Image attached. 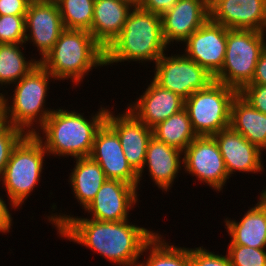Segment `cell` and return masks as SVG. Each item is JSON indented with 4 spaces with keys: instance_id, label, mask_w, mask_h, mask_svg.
<instances>
[{
    "instance_id": "cell-19",
    "label": "cell",
    "mask_w": 266,
    "mask_h": 266,
    "mask_svg": "<svg viewBox=\"0 0 266 266\" xmlns=\"http://www.w3.org/2000/svg\"><path fill=\"white\" fill-rule=\"evenodd\" d=\"M183 108V98L162 88L154 80L143 95L128 106V110L151 129Z\"/></svg>"
},
{
    "instance_id": "cell-5",
    "label": "cell",
    "mask_w": 266,
    "mask_h": 266,
    "mask_svg": "<svg viewBox=\"0 0 266 266\" xmlns=\"http://www.w3.org/2000/svg\"><path fill=\"white\" fill-rule=\"evenodd\" d=\"M50 77V78H49ZM49 79L55 78L39 63L26 76L15 83V90L11 105L9 97L3 95V120L10 125L21 129L24 133L32 135L36 129L35 124L42 126L54 109L45 107L46 94L49 89ZM26 130V131H25Z\"/></svg>"
},
{
    "instance_id": "cell-27",
    "label": "cell",
    "mask_w": 266,
    "mask_h": 266,
    "mask_svg": "<svg viewBox=\"0 0 266 266\" xmlns=\"http://www.w3.org/2000/svg\"><path fill=\"white\" fill-rule=\"evenodd\" d=\"M165 241L162 235L156 233L147 243L149 257L138 266H191L190 248L176 247Z\"/></svg>"
},
{
    "instance_id": "cell-16",
    "label": "cell",
    "mask_w": 266,
    "mask_h": 266,
    "mask_svg": "<svg viewBox=\"0 0 266 266\" xmlns=\"http://www.w3.org/2000/svg\"><path fill=\"white\" fill-rule=\"evenodd\" d=\"M90 157L100 165L107 179L138 187V173L128 163L118 135L106 123L96 133Z\"/></svg>"
},
{
    "instance_id": "cell-8",
    "label": "cell",
    "mask_w": 266,
    "mask_h": 266,
    "mask_svg": "<svg viewBox=\"0 0 266 266\" xmlns=\"http://www.w3.org/2000/svg\"><path fill=\"white\" fill-rule=\"evenodd\" d=\"M237 93L236 89L214 80L184 100L197 136H213L230 127L231 104Z\"/></svg>"
},
{
    "instance_id": "cell-25",
    "label": "cell",
    "mask_w": 266,
    "mask_h": 266,
    "mask_svg": "<svg viewBox=\"0 0 266 266\" xmlns=\"http://www.w3.org/2000/svg\"><path fill=\"white\" fill-rule=\"evenodd\" d=\"M152 134L182 152L197 137L185 108L153 127Z\"/></svg>"
},
{
    "instance_id": "cell-4",
    "label": "cell",
    "mask_w": 266,
    "mask_h": 266,
    "mask_svg": "<svg viewBox=\"0 0 266 266\" xmlns=\"http://www.w3.org/2000/svg\"><path fill=\"white\" fill-rule=\"evenodd\" d=\"M40 64L55 80L77 85L94 67L105 66V49L90 32L65 28Z\"/></svg>"
},
{
    "instance_id": "cell-20",
    "label": "cell",
    "mask_w": 266,
    "mask_h": 266,
    "mask_svg": "<svg viewBox=\"0 0 266 266\" xmlns=\"http://www.w3.org/2000/svg\"><path fill=\"white\" fill-rule=\"evenodd\" d=\"M133 8L121 0H95L90 33L104 49L120 34Z\"/></svg>"
},
{
    "instance_id": "cell-11",
    "label": "cell",
    "mask_w": 266,
    "mask_h": 266,
    "mask_svg": "<svg viewBox=\"0 0 266 266\" xmlns=\"http://www.w3.org/2000/svg\"><path fill=\"white\" fill-rule=\"evenodd\" d=\"M62 17L55 0H33L25 15V42H33L42 55L52 50L64 30Z\"/></svg>"
},
{
    "instance_id": "cell-33",
    "label": "cell",
    "mask_w": 266,
    "mask_h": 266,
    "mask_svg": "<svg viewBox=\"0 0 266 266\" xmlns=\"http://www.w3.org/2000/svg\"><path fill=\"white\" fill-rule=\"evenodd\" d=\"M238 93L255 109L266 114V85L247 84Z\"/></svg>"
},
{
    "instance_id": "cell-14",
    "label": "cell",
    "mask_w": 266,
    "mask_h": 266,
    "mask_svg": "<svg viewBox=\"0 0 266 266\" xmlns=\"http://www.w3.org/2000/svg\"><path fill=\"white\" fill-rule=\"evenodd\" d=\"M209 19L227 29L266 31V0H209Z\"/></svg>"
},
{
    "instance_id": "cell-29",
    "label": "cell",
    "mask_w": 266,
    "mask_h": 266,
    "mask_svg": "<svg viewBox=\"0 0 266 266\" xmlns=\"http://www.w3.org/2000/svg\"><path fill=\"white\" fill-rule=\"evenodd\" d=\"M266 249L229 245L227 254L231 266H266Z\"/></svg>"
},
{
    "instance_id": "cell-3",
    "label": "cell",
    "mask_w": 266,
    "mask_h": 266,
    "mask_svg": "<svg viewBox=\"0 0 266 266\" xmlns=\"http://www.w3.org/2000/svg\"><path fill=\"white\" fill-rule=\"evenodd\" d=\"M167 46L161 15L134 7L120 34L105 49V66L129 60L156 63Z\"/></svg>"
},
{
    "instance_id": "cell-37",
    "label": "cell",
    "mask_w": 266,
    "mask_h": 266,
    "mask_svg": "<svg viewBox=\"0 0 266 266\" xmlns=\"http://www.w3.org/2000/svg\"><path fill=\"white\" fill-rule=\"evenodd\" d=\"M12 225V216L9 212L7 205L5 204L2 196L0 197V232H10Z\"/></svg>"
},
{
    "instance_id": "cell-34",
    "label": "cell",
    "mask_w": 266,
    "mask_h": 266,
    "mask_svg": "<svg viewBox=\"0 0 266 266\" xmlns=\"http://www.w3.org/2000/svg\"><path fill=\"white\" fill-rule=\"evenodd\" d=\"M33 0H0V15H26Z\"/></svg>"
},
{
    "instance_id": "cell-30",
    "label": "cell",
    "mask_w": 266,
    "mask_h": 266,
    "mask_svg": "<svg viewBox=\"0 0 266 266\" xmlns=\"http://www.w3.org/2000/svg\"><path fill=\"white\" fill-rule=\"evenodd\" d=\"M25 15H0V44H25Z\"/></svg>"
},
{
    "instance_id": "cell-23",
    "label": "cell",
    "mask_w": 266,
    "mask_h": 266,
    "mask_svg": "<svg viewBox=\"0 0 266 266\" xmlns=\"http://www.w3.org/2000/svg\"><path fill=\"white\" fill-rule=\"evenodd\" d=\"M230 127L257 146L266 148V114L255 109L239 93L231 104Z\"/></svg>"
},
{
    "instance_id": "cell-9",
    "label": "cell",
    "mask_w": 266,
    "mask_h": 266,
    "mask_svg": "<svg viewBox=\"0 0 266 266\" xmlns=\"http://www.w3.org/2000/svg\"><path fill=\"white\" fill-rule=\"evenodd\" d=\"M165 55L164 53L155 63L153 80L184 100L214 81L212 74L185 54Z\"/></svg>"
},
{
    "instance_id": "cell-7",
    "label": "cell",
    "mask_w": 266,
    "mask_h": 266,
    "mask_svg": "<svg viewBox=\"0 0 266 266\" xmlns=\"http://www.w3.org/2000/svg\"><path fill=\"white\" fill-rule=\"evenodd\" d=\"M266 32L227 29L225 59L214 80L238 92L252 81L256 64L266 47Z\"/></svg>"
},
{
    "instance_id": "cell-10",
    "label": "cell",
    "mask_w": 266,
    "mask_h": 266,
    "mask_svg": "<svg viewBox=\"0 0 266 266\" xmlns=\"http://www.w3.org/2000/svg\"><path fill=\"white\" fill-rule=\"evenodd\" d=\"M183 153V167L187 173L216 191L223 189L229 176L213 136H197Z\"/></svg>"
},
{
    "instance_id": "cell-21",
    "label": "cell",
    "mask_w": 266,
    "mask_h": 266,
    "mask_svg": "<svg viewBox=\"0 0 266 266\" xmlns=\"http://www.w3.org/2000/svg\"><path fill=\"white\" fill-rule=\"evenodd\" d=\"M181 155H183L182 151L152 136L147 147L143 170L148 166L149 176L155 185L167 192L181 170V164H183Z\"/></svg>"
},
{
    "instance_id": "cell-26",
    "label": "cell",
    "mask_w": 266,
    "mask_h": 266,
    "mask_svg": "<svg viewBox=\"0 0 266 266\" xmlns=\"http://www.w3.org/2000/svg\"><path fill=\"white\" fill-rule=\"evenodd\" d=\"M23 44H0V85H10L26 76L40 62L39 60H26L21 52Z\"/></svg>"
},
{
    "instance_id": "cell-1",
    "label": "cell",
    "mask_w": 266,
    "mask_h": 266,
    "mask_svg": "<svg viewBox=\"0 0 266 266\" xmlns=\"http://www.w3.org/2000/svg\"><path fill=\"white\" fill-rule=\"evenodd\" d=\"M60 236L96 251L119 266H138L147 243L156 235L129 220L102 222L72 215L48 216Z\"/></svg>"
},
{
    "instance_id": "cell-24",
    "label": "cell",
    "mask_w": 266,
    "mask_h": 266,
    "mask_svg": "<svg viewBox=\"0 0 266 266\" xmlns=\"http://www.w3.org/2000/svg\"><path fill=\"white\" fill-rule=\"evenodd\" d=\"M70 184L75 198L85 208L94 200L96 193L107 180L103 169L90 156L76 158Z\"/></svg>"
},
{
    "instance_id": "cell-38",
    "label": "cell",
    "mask_w": 266,
    "mask_h": 266,
    "mask_svg": "<svg viewBox=\"0 0 266 266\" xmlns=\"http://www.w3.org/2000/svg\"><path fill=\"white\" fill-rule=\"evenodd\" d=\"M130 4L132 7H139L141 5L142 0H121Z\"/></svg>"
},
{
    "instance_id": "cell-22",
    "label": "cell",
    "mask_w": 266,
    "mask_h": 266,
    "mask_svg": "<svg viewBox=\"0 0 266 266\" xmlns=\"http://www.w3.org/2000/svg\"><path fill=\"white\" fill-rule=\"evenodd\" d=\"M259 200L240 222L225 219V228L232 238L229 245L266 248V196L262 192Z\"/></svg>"
},
{
    "instance_id": "cell-13",
    "label": "cell",
    "mask_w": 266,
    "mask_h": 266,
    "mask_svg": "<svg viewBox=\"0 0 266 266\" xmlns=\"http://www.w3.org/2000/svg\"><path fill=\"white\" fill-rule=\"evenodd\" d=\"M184 53L197 64L215 76L222 68L226 44L227 28L208 19L185 41Z\"/></svg>"
},
{
    "instance_id": "cell-36",
    "label": "cell",
    "mask_w": 266,
    "mask_h": 266,
    "mask_svg": "<svg viewBox=\"0 0 266 266\" xmlns=\"http://www.w3.org/2000/svg\"><path fill=\"white\" fill-rule=\"evenodd\" d=\"M249 84L266 85V47L263 49L256 64L255 73Z\"/></svg>"
},
{
    "instance_id": "cell-15",
    "label": "cell",
    "mask_w": 266,
    "mask_h": 266,
    "mask_svg": "<svg viewBox=\"0 0 266 266\" xmlns=\"http://www.w3.org/2000/svg\"><path fill=\"white\" fill-rule=\"evenodd\" d=\"M137 189L121 180L107 179L85 212L92 214L89 219L102 222L128 220L129 210L138 200Z\"/></svg>"
},
{
    "instance_id": "cell-28",
    "label": "cell",
    "mask_w": 266,
    "mask_h": 266,
    "mask_svg": "<svg viewBox=\"0 0 266 266\" xmlns=\"http://www.w3.org/2000/svg\"><path fill=\"white\" fill-rule=\"evenodd\" d=\"M64 28L90 32L95 0H55Z\"/></svg>"
},
{
    "instance_id": "cell-39",
    "label": "cell",
    "mask_w": 266,
    "mask_h": 266,
    "mask_svg": "<svg viewBox=\"0 0 266 266\" xmlns=\"http://www.w3.org/2000/svg\"><path fill=\"white\" fill-rule=\"evenodd\" d=\"M3 95L4 94L0 93V124L4 122L3 120Z\"/></svg>"
},
{
    "instance_id": "cell-32",
    "label": "cell",
    "mask_w": 266,
    "mask_h": 266,
    "mask_svg": "<svg viewBox=\"0 0 266 266\" xmlns=\"http://www.w3.org/2000/svg\"><path fill=\"white\" fill-rule=\"evenodd\" d=\"M191 266H231L227 255H218L202 247L190 248Z\"/></svg>"
},
{
    "instance_id": "cell-18",
    "label": "cell",
    "mask_w": 266,
    "mask_h": 266,
    "mask_svg": "<svg viewBox=\"0 0 266 266\" xmlns=\"http://www.w3.org/2000/svg\"><path fill=\"white\" fill-rule=\"evenodd\" d=\"M224 159L228 176L233 172L257 173L263 171L261 150L231 127L213 135Z\"/></svg>"
},
{
    "instance_id": "cell-40",
    "label": "cell",
    "mask_w": 266,
    "mask_h": 266,
    "mask_svg": "<svg viewBox=\"0 0 266 266\" xmlns=\"http://www.w3.org/2000/svg\"><path fill=\"white\" fill-rule=\"evenodd\" d=\"M262 193L266 196V189L262 190Z\"/></svg>"
},
{
    "instance_id": "cell-6",
    "label": "cell",
    "mask_w": 266,
    "mask_h": 266,
    "mask_svg": "<svg viewBox=\"0 0 266 266\" xmlns=\"http://www.w3.org/2000/svg\"><path fill=\"white\" fill-rule=\"evenodd\" d=\"M46 154L48 155L44 146L34 134H26L13 148L0 179L7 191L10 205L15 209L37 187Z\"/></svg>"
},
{
    "instance_id": "cell-31",
    "label": "cell",
    "mask_w": 266,
    "mask_h": 266,
    "mask_svg": "<svg viewBox=\"0 0 266 266\" xmlns=\"http://www.w3.org/2000/svg\"><path fill=\"white\" fill-rule=\"evenodd\" d=\"M26 135L21 129L2 122L0 124V178L9 161L10 154L18 142Z\"/></svg>"
},
{
    "instance_id": "cell-35",
    "label": "cell",
    "mask_w": 266,
    "mask_h": 266,
    "mask_svg": "<svg viewBox=\"0 0 266 266\" xmlns=\"http://www.w3.org/2000/svg\"><path fill=\"white\" fill-rule=\"evenodd\" d=\"M177 1L179 0H142L139 7L143 10L162 15L172 8Z\"/></svg>"
},
{
    "instance_id": "cell-17",
    "label": "cell",
    "mask_w": 266,
    "mask_h": 266,
    "mask_svg": "<svg viewBox=\"0 0 266 266\" xmlns=\"http://www.w3.org/2000/svg\"><path fill=\"white\" fill-rule=\"evenodd\" d=\"M209 19V0H179L161 15L167 45L184 42Z\"/></svg>"
},
{
    "instance_id": "cell-2",
    "label": "cell",
    "mask_w": 266,
    "mask_h": 266,
    "mask_svg": "<svg viewBox=\"0 0 266 266\" xmlns=\"http://www.w3.org/2000/svg\"><path fill=\"white\" fill-rule=\"evenodd\" d=\"M100 107L91 120L86 119L78 111L54 110L39 127L45 138L41 137L38 131L34 135L41 141L49 155L71 156L72 158L89 157L96 133L106 122L108 113L107 107L106 109Z\"/></svg>"
},
{
    "instance_id": "cell-12",
    "label": "cell",
    "mask_w": 266,
    "mask_h": 266,
    "mask_svg": "<svg viewBox=\"0 0 266 266\" xmlns=\"http://www.w3.org/2000/svg\"><path fill=\"white\" fill-rule=\"evenodd\" d=\"M119 115H113L108 109L105 123L118 135L128 163L138 173L139 186L142 172H144L143 166L147 147L153 136L152 129L128 109Z\"/></svg>"
}]
</instances>
